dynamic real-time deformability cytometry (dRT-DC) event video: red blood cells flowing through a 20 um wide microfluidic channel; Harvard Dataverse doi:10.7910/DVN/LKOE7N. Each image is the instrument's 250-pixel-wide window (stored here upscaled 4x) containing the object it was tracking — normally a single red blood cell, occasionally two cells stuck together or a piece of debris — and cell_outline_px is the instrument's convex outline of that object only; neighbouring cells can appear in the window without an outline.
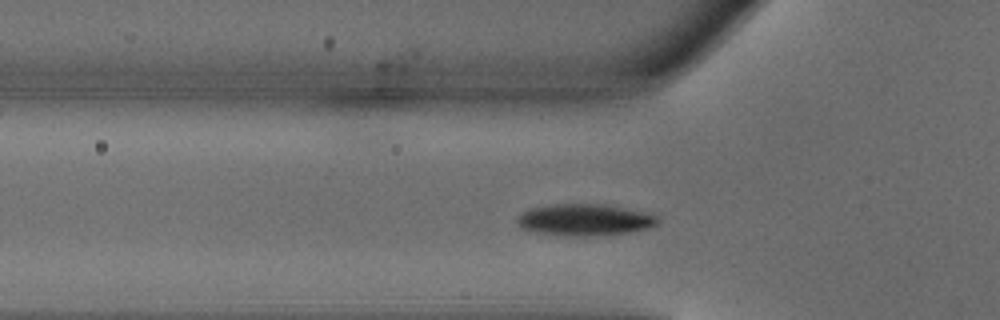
{"species": "common noctule bat (a hibernating species)", "species_latin": "Nyctalus noctula", "temperature_condition": "warm", "stored_images_in_passage": 43, "camera_frame_rate_fps": 3000, "um_per_image_px": 0.085, "animal": {"sex": "male", "body_mass_g": 18.8}, "frame": {"image": 1, "passage_image": 9, "time_ms": 2.667, "image_size_px": [1000, 320], "cell_outline_px": [[660, 220], [656, 224], [648, 228], [632, 232], [588, 236], [556, 236], [536, 232], [524, 228], [516, 220], [524, 212], [532, 208], [556, 204], [604, 204], [640, 212], [656, 216]], "centroid_in_image_um": [49.7, 18.7], "position_along_channel_um": 76.1, "area_um2": 25.49}}
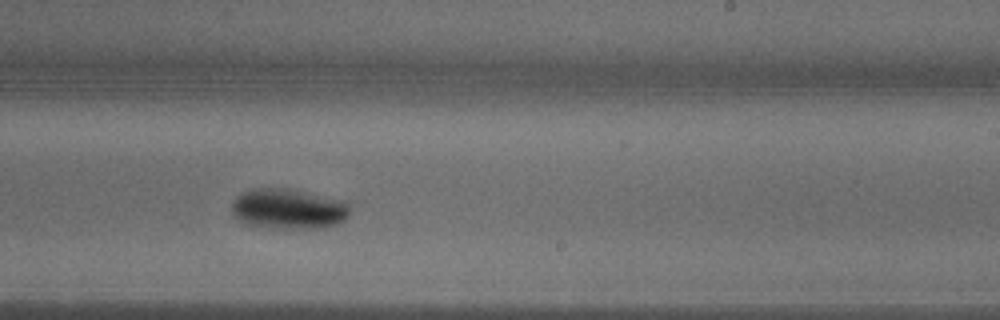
{"frame": {"image": 2, "passage_image": 23, "time_ms": 7.333, "image_size_px": [1000, 320], "cell_outline_px": [[348, 216], [344, 220], [336, 224], [324, 228], [272, 228], [244, 224], [232, 212], [232, 200], [240, 192], [252, 188], [288, 188], [344, 200], [348, 204]], "centroid_in_image_um": [24.48, 17.74], "position_along_channel_um": 264.5, "area_um2": 27.98}}
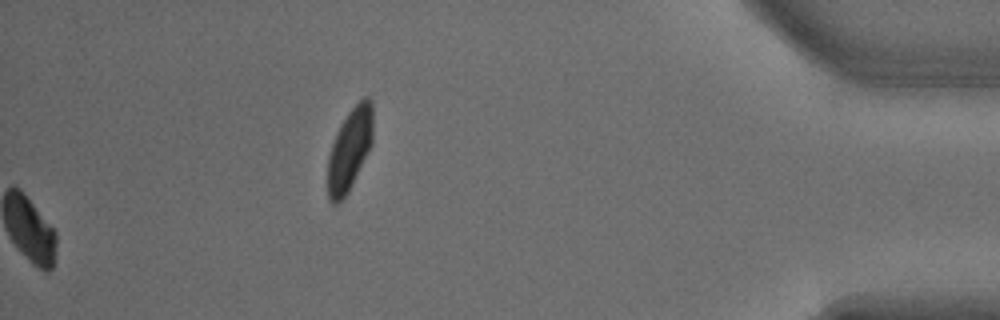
{"frame": {"image": 3, "passage_image": 43, "time_ms": 14.0, "image_size_px": [1000, 320], "cell_outline_px": [[372, 144], [348, 192], [336, 204], [332, 204], [328, 200], [328, 156], [336, 132], [340, 124], [348, 112], [364, 96], [368, 96], [372, 100]], "centroid_in_image_um": [29.71, 12.68], "position_along_channel_um": 405.5, "area_um2": 21.56}, "authors_computed_cell_mechanics": {"area_um2": 24.7384, "velocity_mm_per_s": 4.0204, "shape_relaxation_time_tau1_ms": 3.64, "shape_relaxation_time_tau2_ms": null, "deformation_change_tau1": 0.1341, "deformation_change_tau2": null}}